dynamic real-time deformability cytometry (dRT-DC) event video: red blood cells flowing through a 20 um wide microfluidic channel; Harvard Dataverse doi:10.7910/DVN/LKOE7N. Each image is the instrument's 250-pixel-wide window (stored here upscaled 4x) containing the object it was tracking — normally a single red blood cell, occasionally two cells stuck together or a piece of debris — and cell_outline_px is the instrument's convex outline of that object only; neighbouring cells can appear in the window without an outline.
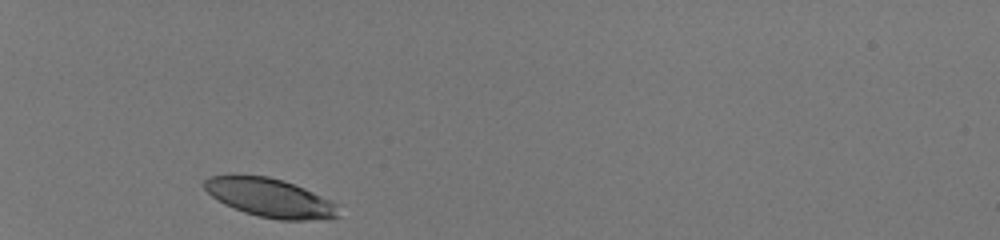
{"species": "human", "species_latin": "Homo sapiens", "temperature_condition": "room temperature", "stored_images_in_passage": 29, "camera_frame_rate_fps": 3000, "um_per_image_px": 0.085, "donor": {"sex": "male"}, "frame": {"image": 1, "passage_image": 1, "time_ms": 0.0, "image_size_px": [1000, 240], "cell_outline_px": [[340, 216], [328, 220], [280, 220], [260, 216], [244, 212], [224, 204], [212, 196], [204, 188], [204, 180], [208, 176], [268, 176], [284, 180], [304, 188], [332, 200], [336, 204]], "centroid_in_image_um": [23.01, 16.83], "position_along_channel_um": 62.0, "area_um2": 30.17}}
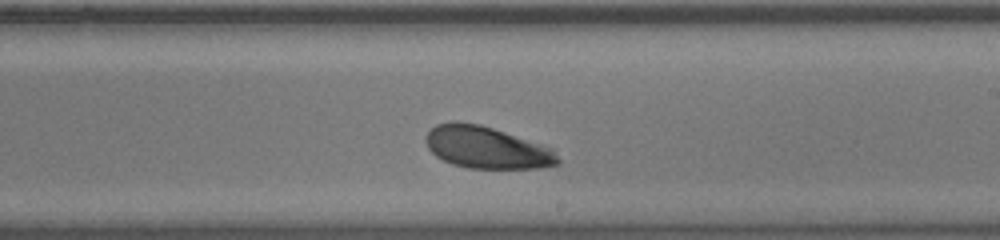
{"frame": {"image": 2, "passage_image": 17, "time_ms": 5.333, "image_size_px": [1000, 240], "cell_outline_px": [[560, 164], [540, 168], [468, 168], [452, 164], [436, 156], [428, 148], [424, 140], [428, 132], [436, 124], [452, 120], [456, 120], [480, 124], [556, 148], [560, 160]], "centroid_in_image_um": [41.4, 12.53], "position_along_channel_um": 247.6, "area_um2": 32.83}}
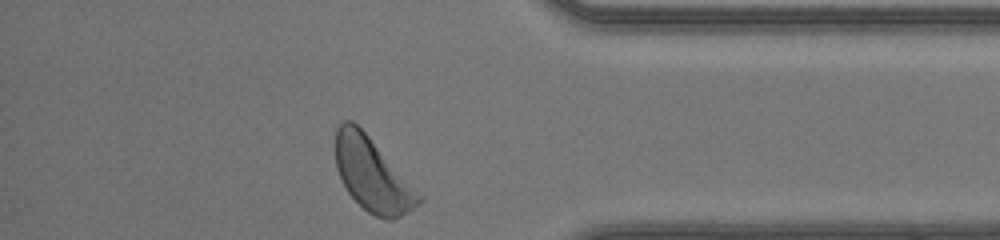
{"frame": {"image": 3, "passage_image": 29, "time_ms": 9.333, "image_size_px": [1000, 240], "cell_outline_px": [[424, 200], [408, 212], [392, 220], [384, 220], [368, 212], [348, 192], [336, 168], [336, 128], [344, 120], [352, 120], [368, 136], [424, 196]], "centroid_in_image_um": [31.68, 14.87], "position_along_channel_um": 403.5, "area_um2": 35.2}, "authors_computed_cell_mechanics": {"area_um2": 32.657, "velocity_mm_per_s": 4.1249, "shape_relaxation_time_tau1_ms": 1.1717, "shape_relaxation_time_tau2_ms": 11.237, "deformation_change_tau1": 0.0843, "deformation_change_tau2": 0.2436}}